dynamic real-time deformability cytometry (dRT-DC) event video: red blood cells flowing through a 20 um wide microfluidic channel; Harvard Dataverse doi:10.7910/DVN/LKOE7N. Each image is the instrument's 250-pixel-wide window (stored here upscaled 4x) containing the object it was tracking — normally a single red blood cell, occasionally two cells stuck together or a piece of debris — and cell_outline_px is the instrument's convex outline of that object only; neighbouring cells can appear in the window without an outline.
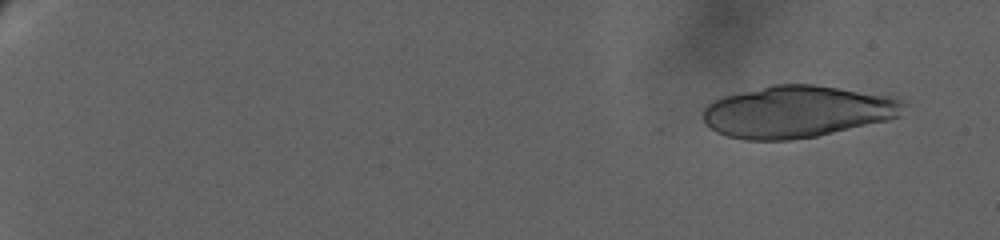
{"species": "human", "species_latin": "Homo sapiens", "temperature_condition": "warm", "stored_images_in_passage": 47, "camera_frame_rate_fps": 3000, "um_per_image_px": 0.085, "donor": {"sex": "female"}, "frame": {"image": 1, "passage_image": 4, "time_ms": 1.333, "image_size_px": [1000, 240], "cell_outline_px": [[904, 104], [896, 116], [888, 120], [816, 136], [792, 140], [744, 140], [728, 136], [716, 132], [704, 124], [704, 108], [712, 100], [724, 96], [772, 84], [812, 84], [888, 96], [900, 100]], "centroid_in_image_um": [67.67, 9.5], "position_along_channel_um": 17.3, "area_um2": 60.05}}
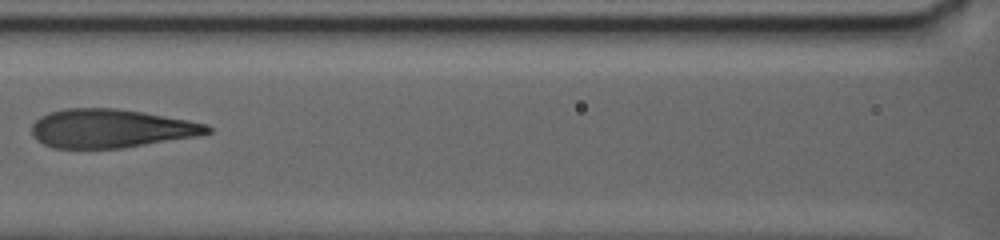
{"frame": {"image": 2, "passage_image": 28, "time_ms": 13.333, "image_size_px": [1000, 240], "cell_outline_px": [[212, 132], [196, 136], [120, 148], [52, 148], [36, 140], [32, 136], [32, 124], [40, 116], [48, 112], [64, 108], [116, 108], [144, 112], [188, 120], [204, 124], [212, 128]], "centroid_in_image_um": [9.37, 10.91], "position_along_channel_um": 157.2, "area_um2": 39.48}}
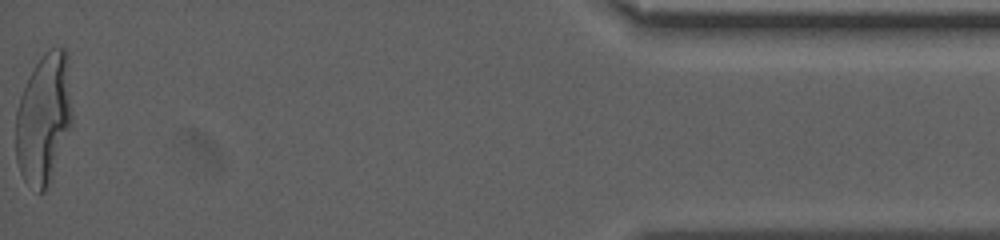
{"frame": {"image": 3, "passage_image": 47, "time_ms": 25.0, "image_size_px": [1000, 240], "cell_outline_px": [[72, 124], [48, 188], [44, 192], [40, 192], [24, 180], [20, 172], [16, 160], [16, 112], [20, 96], [32, 68], [44, 52], [48, 48], [64, 48], [68, 52], [72, 108]], "centroid_in_image_um": [3.73, 10.05], "position_along_channel_um": 431.5, "area_um2": 43.41}, "authors_computed_cell_mechanics": {"area_um2": 43.4078, "velocity_mm_per_s": 2.9312, "shape_relaxation_time_tau1_ms": 6.3689, "shape_relaxation_time_tau2_ms": null, "deformation_change_tau1": 0.2587, "deformation_change_tau2": null}}